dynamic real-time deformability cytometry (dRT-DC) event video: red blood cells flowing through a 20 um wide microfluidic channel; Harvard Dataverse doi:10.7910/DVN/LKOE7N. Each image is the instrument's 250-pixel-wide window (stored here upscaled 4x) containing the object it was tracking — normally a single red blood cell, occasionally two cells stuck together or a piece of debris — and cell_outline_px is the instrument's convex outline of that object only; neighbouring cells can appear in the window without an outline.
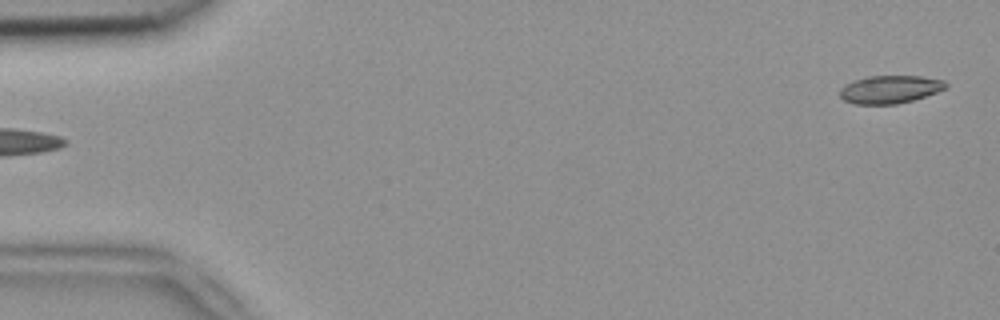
{"species": "common noctule bat (a hibernating species)", "species_latin": "Nyctalus noctula", "temperature_condition": "room temperature", "stored_images_in_passage": 4, "segment_of_instrument_passage": [2, 2], "camera_frame_rate_fps": 3000, "um_per_image_px": 0.085, "animal": {"sex": "female", "body_mass_g": 18.4}, "frame": {"image": 1, "passage_image": 4, "time_ms": 1.0, "image_size_px": [1000, 320], "cell_outline_px": [[948, 88], [912, 100], [896, 104], [856, 104], [844, 100], [840, 96], [840, 88], [844, 84], [868, 76], [920, 76], [944, 80], [948, 84]], "centroid_in_image_um": [75.65, 7.59], "position_along_channel_um": 9.3, "area_um2": 17.17}}